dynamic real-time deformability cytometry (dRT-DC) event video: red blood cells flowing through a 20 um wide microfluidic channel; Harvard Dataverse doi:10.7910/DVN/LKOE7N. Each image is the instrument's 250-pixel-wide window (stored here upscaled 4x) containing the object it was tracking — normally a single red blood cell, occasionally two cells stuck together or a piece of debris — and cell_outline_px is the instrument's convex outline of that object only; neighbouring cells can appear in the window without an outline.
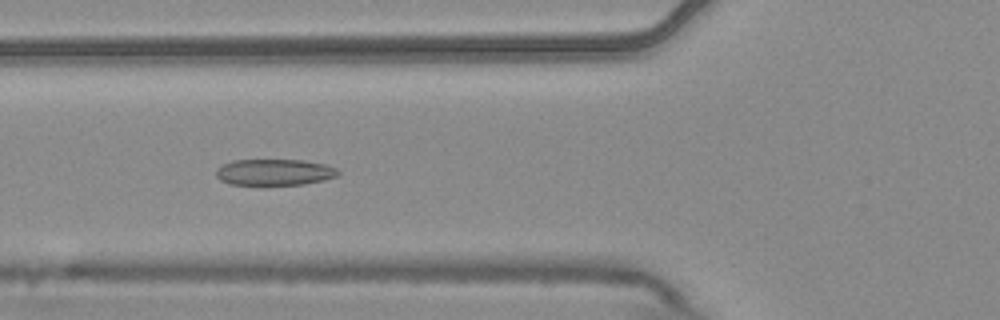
{"species": "common noctule bat (a hibernating species)", "species_latin": "Nyctalus noctula", "temperature_condition": "warm", "stored_images_in_passage": 8, "camera_frame_rate_fps": 3000, "um_per_image_px": 0.085, "animal": {"sex": "male", "body_mass_g": 20.4}, "frame": {"image": 1, "passage_image": 6, "time_ms": 1.667, "image_size_px": [1000, 320], "cell_outline_px": [[340, 176], [324, 180], [304, 184], [260, 188], [228, 184], [220, 180], [216, 176], [216, 168], [220, 164], [232, 160], [304, 160], [324, 164], [336, 168], [340, 172]], "centroid_in_image_um": [23.27, 14.69], "position_along_channel_um": 102.5, "area_um2": 19.88}}
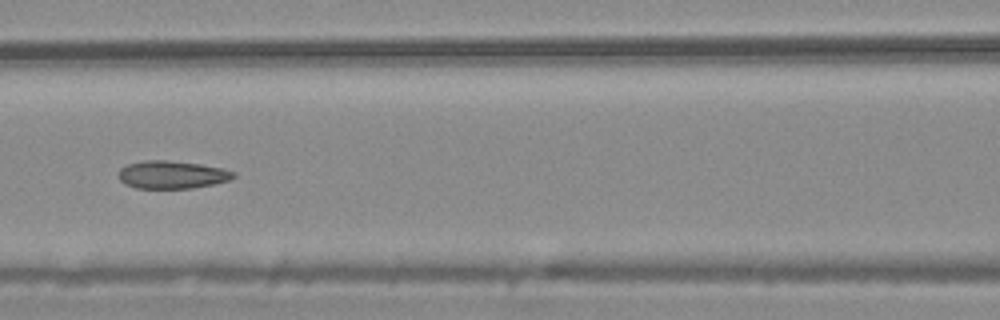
{"frame": {"image": 2, "passage_image": 7, "time_ms": 2.0, "image_size_px": [1000, 320], "cell_outline_px": [[236, 176], [232, 180], [192, 188], [136, 188], [124, 184], [120, 180], [120, 168], [128, 164], [144, 160], [168, 160], [200, 164], [224, 168], [236, 172]], "centroid_in_image_um": [14.66, 14.84], "position_along_channel_um": 151.9, "area_um2": 18.73}}
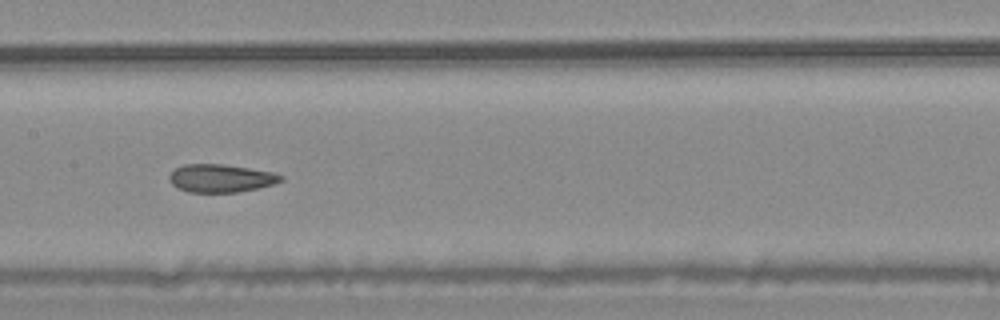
{"frame": {"image": 3, "passage_image": 8, "time_ms": 2.333, "image_size_px": [1000, 320], "cell_outline_px": [[284, 180], [260, 188], [236, 192], [188, 192], [172, 184], [168, 176], [176, 168], [184, 164], [224, 164], [272, 172], [284, 176]], "centroid_in_image_um": [18.79, 15.15], "position_along_channel_um": 188.6, "area_um2": 18.09}}